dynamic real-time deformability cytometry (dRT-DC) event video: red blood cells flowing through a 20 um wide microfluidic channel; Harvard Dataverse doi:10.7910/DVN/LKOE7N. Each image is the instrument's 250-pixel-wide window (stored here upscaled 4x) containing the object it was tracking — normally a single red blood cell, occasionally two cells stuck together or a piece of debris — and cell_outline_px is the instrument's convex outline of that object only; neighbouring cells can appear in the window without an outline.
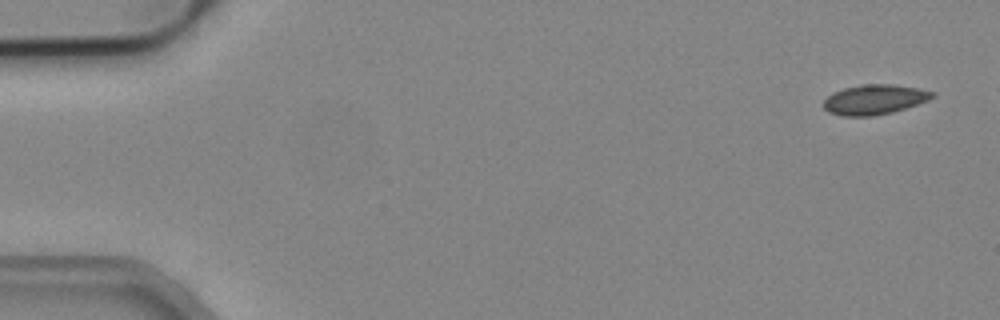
{"species": "common noctule bat (a hibernating species)", "species_latin": "Nyctalus noctula", "temperature_condition": "cold", "stored_images_in_passage": 7, "camera_frame_rate_fps": 3000, "um_per_image_px": 0.085, "animal": {"sex": "male", "body_mass_g": 19.2, "forearm_length_mm": 51.8}, "frame": {"image": 1, "passage_image": 1, "time_ms": 0.0, "image_size_px": [1000, 320], "cell_outline_px": [[936, 96], [928, 100], [892, 112], [872, 116], [844, 116], [828, 112], [824, 108], [824, 100], [832, 92], [844, 88], [860, 84], [892, 84], [916, 88], [936, 92]], "centroid_in_image_um": [74.31, 8.45], "position_along_channel_um": 10.7, "area_um2": 18.9}}